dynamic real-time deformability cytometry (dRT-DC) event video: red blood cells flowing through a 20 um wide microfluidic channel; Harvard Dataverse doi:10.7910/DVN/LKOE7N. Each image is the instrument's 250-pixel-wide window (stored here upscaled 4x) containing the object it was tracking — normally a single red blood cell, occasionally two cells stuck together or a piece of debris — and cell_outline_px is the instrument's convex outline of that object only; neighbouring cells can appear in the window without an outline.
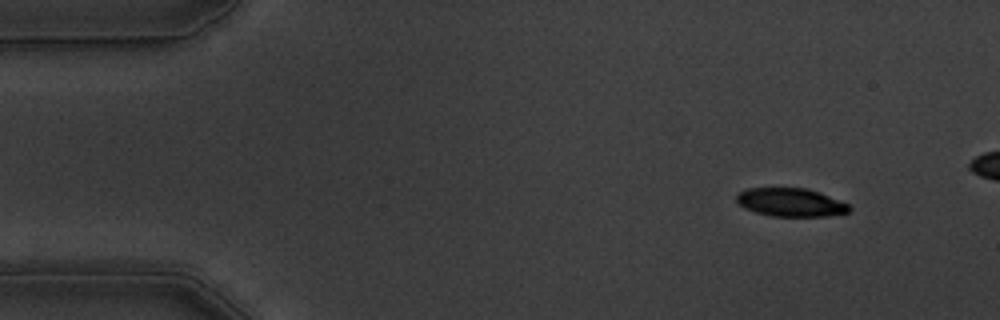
{"species": "common noctule bat (a hibernating species)", "species_latin": "Nyctalus noctula", "temperature_condition": "warm", "stored_images_in_passage": 47, "camera_frame_rate_fps": 3000, "um_per_image_px": 0.085, "animal": {"sex": "male", "body_mass_g": 19.5, "forearm_length_mm": 54.6}, "frame": {"image": 1, "passage_image": 1, "time_ms": 0.0, "image_size_px": [1000, 320], "cell_outline_px": [[852, 208], [848, 212], [824, 216], [772, 216], [756, 212], [744, 208], [736, 200], [736, 196], [740, 192], [748, 188], [808, 188], [820, 192], [848, 204]], "centroid_in_image_um": [67.21, 17.19], "position_along_channel_um": 17.8, "area_um2": 18.5}}
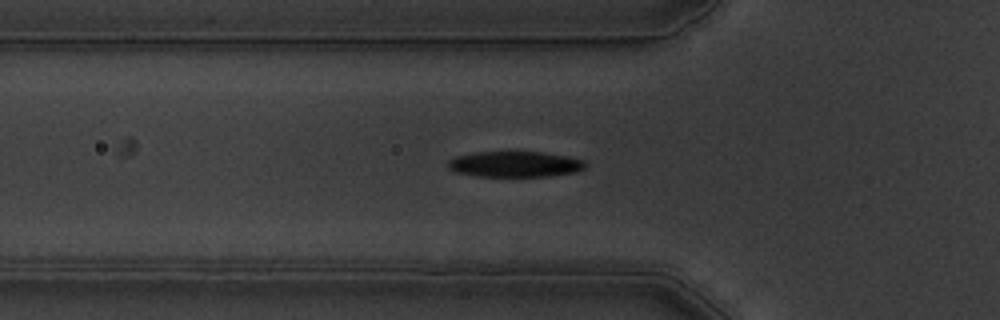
{"frame": {"image": 2, "passage_image": 14, "time_ms": 4.333, "image_size_px": [1000, 320], "cell_outline_px": [[584, 168], [576, 172], [548, 176], [476, 176], [456, 172], [448, 168], [448, 160], [456, 156], [476, 152], [540, 152], [564, 156], [584, 160]], "centroid_in_image_um": [43.72, 13.96], "position_along_channel_um": 82.1, "area_um2": 20.35}}
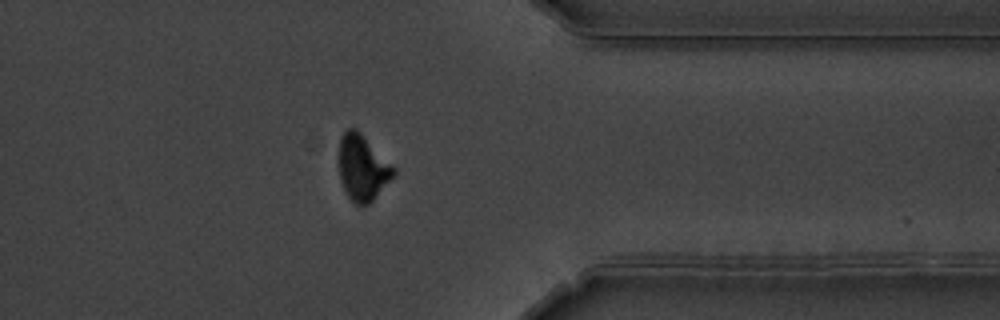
{"frame": {"image": 3, "passage_image": 40, "time_ms": 13.0, "image_size_px": [1000, 320], "cell_outline_px": [[396, 172], [372, 200], [368, 204], [356, 204], [348, 196], [340, 180], [340, 136], [348, 128], [356, 128], [396, 168]], "centroid_in_image_um": [30.81, 14.23], "position_along_channel_um": 380.6, "area_um2": 20.4}, "authors_computed_cell_mechanics": {"area_um2": 21.2704, "velocity_mm_per_s": 3.5687, "shape_relaxation_time_tau1_ms": 7.2056, "shape_relaxation_time_tau2_ms": 11.3551, "deformation_change_tau1": 0.2766, "deformation_change_tau2": 0.1412}}